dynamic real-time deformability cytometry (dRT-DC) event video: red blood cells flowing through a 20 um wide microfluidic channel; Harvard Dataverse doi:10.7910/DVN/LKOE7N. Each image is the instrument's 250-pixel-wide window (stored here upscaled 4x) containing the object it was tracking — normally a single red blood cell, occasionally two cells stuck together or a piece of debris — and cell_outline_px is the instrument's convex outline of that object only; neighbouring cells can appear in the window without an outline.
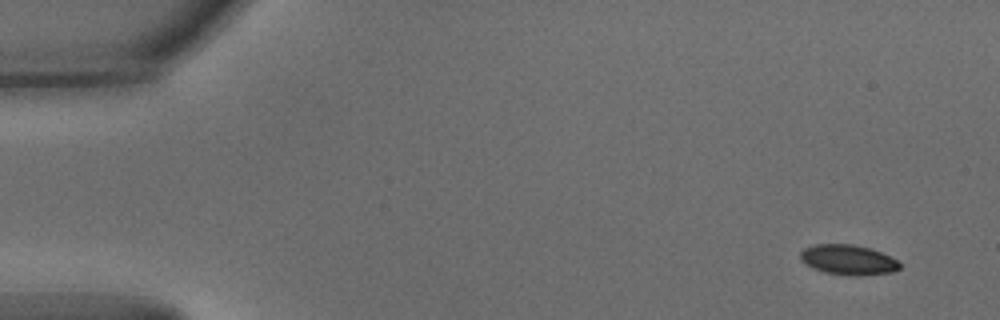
{"species": "common noctule bat (a hibernating species)", "species_latin": "Nyctalus noctula", "temperature_condition": "warm", "stored_images_in_passage": 51, "camera_frame_rate_fps": 3000, "um_per_image_px": 0.085, "animal": {"sex": "male", "body_mass_g": 15.6}, "frame": {"image": 1, "passage_image": 1, "time_ms": 0.0, "image_size_px": [1000, 320], "cell_outline_px": [[900, 268], [892, 272], [860, 276], [848, 276], [824, 272], [812, 268], [800, 260], [800, 252], [804, 248], [816, 244], [852, 244], [868, 248], [880, 252], [896, 260], [900, 264]], "centroid_in_image_um": [72.05, 22.09], "position_along_channel_um": 12.9, "area_um2": 17.4}}
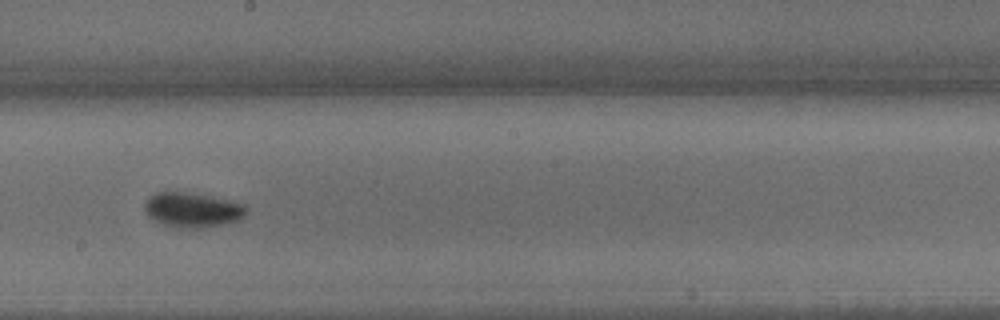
{"frame": {"image": 2, "passage_image": 28, "time_ms": 9.0, "image_size_px": [1000, 320], "cell_outline_px": [[248, 208], [244, 216], [236, 220], [224, 224], [204, 228], [180, 228], [164, 224], [148, 216], [144, 208], [144, 204], [156, 192], [180, 192], [204, 196], [244, 204]], "centroid_in_image_um": [16.35, 17.86], "position_along_channel_um": 231.9, "area_um2": 20.0}}
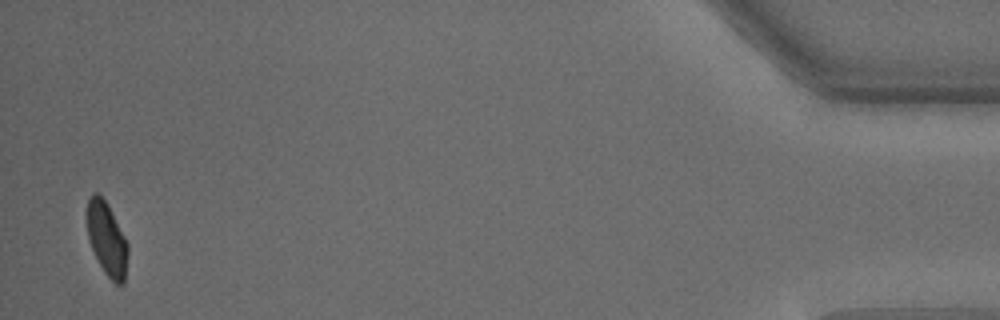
{"frame": {"image": 3, "passage_image": 50, "time_ms": 16.333, "image_size_px": [1000, 320], "cell_outline_px": [[128, 252], [124, 284], [116, 284], [104, 272], [92, 248], [88, 236], [88, 200], [92, 192], [100, 192], [108, 204], [128, 244]], "centroid_in_image_um": [9.1, 20.29], "position_along_channel_um": 426.1, "area_um2": 17.22}, "authors_computed_cell_mechanics": {"area_um2": 18.5538, "velocity_mm_per_s": 3.8112, "shape_relaxation_time_tau1_ms": 2.6916, "shape_relaxation_time_tau2_ms": 1.3519, "deformation_change_tau1": 0.1375, "deformation_change_tau2": 0.0563}}